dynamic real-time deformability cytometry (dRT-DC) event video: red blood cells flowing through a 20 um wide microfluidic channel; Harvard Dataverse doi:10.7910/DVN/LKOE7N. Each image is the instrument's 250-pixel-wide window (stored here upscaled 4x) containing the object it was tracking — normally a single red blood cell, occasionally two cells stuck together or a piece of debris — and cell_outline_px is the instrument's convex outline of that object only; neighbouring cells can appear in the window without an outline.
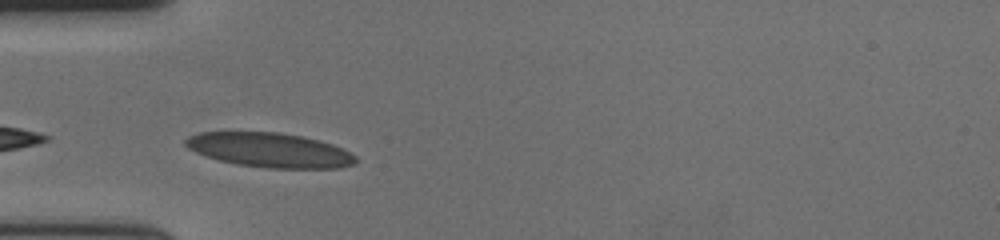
{"species": "human", "species_latin": "Homo sapiens", "temperature_condition": "cold", "stored_images_in_passage": 30, "camera_frame_rate_fps": 3000, "um_per_image_px": 0.085, "donor": {"sex": "female"}, "frame": {"image": 1, "passage_image": 1, "time_ms": 0.0, "image_size_px": [1000, 240], "cell_outline_px": [[356, 164], [340, 168], [268, 168], [236, 164], [204, 156], [188, 148], [184, 144], [184, 140], [188, 136], [200, 132], [280, 132], [320, 140], [332, 144], [356, 156]], "centroid_in_image_um": [22.91, 12.75], "position_along_channel_um": 62.1, "area_um2": 34.22}}
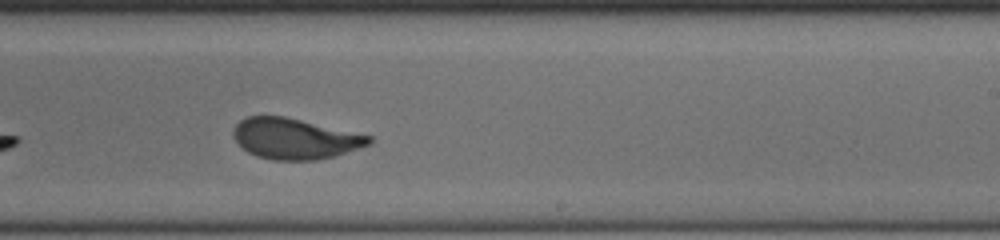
{"frame": {"image": 2, "passage_image": 18, "time_ms": 5.667, "image_size_px": [1000, 240], "cell_outline_px": [[372, 144], [336, 156], [316, 160], [272, 160], [256, 156], [248, 152], [232, 136], [232, 128], [240, 120], [248, 116], [284, 116], [372, 136]], "centroid_in_image_um": [25.07, 11.79], "position_along_channel_um": 263.9, "area_um2": 32.25}}
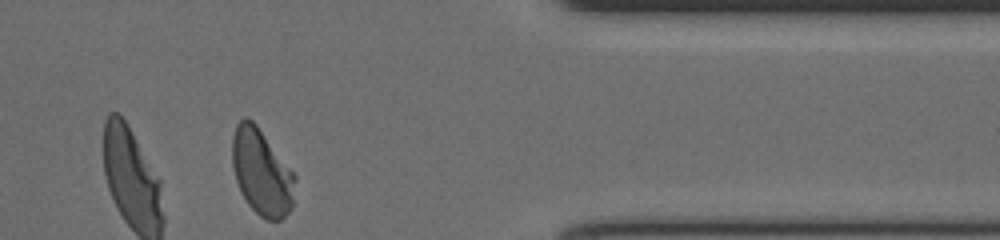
{"frame": {"image": 3, "passage_image": 30, "time_ms": 9.667, "image_size_px": [1000, 240], "cell_outline_px": [[296, 176], [292, 208], [280, 220], [268, 220], [260, 216], [248, 204], [240, 192], [236, 180], [232, 164], [232, 136], [236, 124], [244, 116], [248, 116], [256, 124]], "centroid_in_image_um": [22.22, 14.62], "position_along_channel_um": 389.2, "area_um2": 31.44}, "authors_computed_cell_mechanics": {"area_um2": 33.0616, "velocity_mm_per_s": 3.6161, "shape_relaxation_time_tau1_ms": 7.0183, "shape_relaxation_time_tau2_ms": null, "deformation_change_tau1": 0.204, "deformation_change_tau2": null}}